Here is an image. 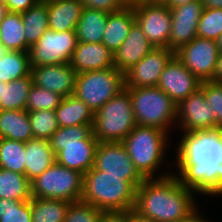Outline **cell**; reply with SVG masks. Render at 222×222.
Listing matches in <instances>:
<instances>
[{
    "label": "cell",
    "mask_w": 222,
    "mask_h": 222,
    "mask_svg": "<svg viewBox=\"0 0 222 222\" xmlns=\"http://www.w3.org/2000/svg\"><path fill=\"white\" fill-rule=\"evenodd\" d=\"M177 146L180 183L201 196L222 195V128L184 132Z\"/></svg>",
    "instance_id": "6da1fadb"
},
{
    "label": "cell",
    "mask_w": 222,
    "mask_h": 222,
    "mask_svg": "<svg viewBox=\"0 0 222 222\" xmlns=\"http://www.w3.org/2000/svg\"><path fill=\"white\" fill-rule=\"evenodd\" d=\"M195 194L173 173L144 179L136 191L134 210L156 222H180L199 209Z\"/></svg>",
    "instance_id": "7a4b0ae2"
},
{
    "label": "cell",
    "mask_w": 222,
    "mask_h": 222,
    "mask_svg": "<svg viewBox=\"0 0 222 222\" xmlns=\"http://www.w3.org/2000/svg\"><path fill=\"white\" fill-rule=\"evenodd\" d=\"M169 135L168 132L160 128L136 125L122 140L121 143L128 152L136 170L144 179L166 177L173 173L171 170L163 172L161 175L157 173L167 156Z\"/></svg>",
    "instance_id": "3957f363"
},
{
    "label": "cell",
    "mask_w": 222,
    "mask_h": 222,
    "mask_svg": "<svg viewBox=\"0 0 222 222\" xmlns=\"http://www.w3.org/2000/svg\"><path fill=\"white\" fill-rule=\"evenodd\" d=\"M137 189L123 176L107 175L93 167L83 174V192L80 201L101 211H128L134 209Z\"/></svg>",
    "instance_id": "277c9868"
},
{
    "label": "cell",
    "mask_w": 222,
    "mask_h": 222,
    "mask_svg": "<svg viewBox=\"0 0 222 222\" xmlns=\"http://www.w3.org/2000/svg\"><path fill=\"white\" fill-rule=\"evenodd\" d=\"M126 89L137 125L160 128L170 134L176 125L177 104L157 86Z\"/></svg>",
    "instance_id": "5b68a950"
},
{
    "label": "cell",
    "mask_w": 222,
    "mask_h": 222,
    "mask_svg": "<svg viewBox=\"0 0 222 222\" xmlns=\"http://www.w3.org/2000/svg\"><path fill=\"white\" fill-rule=\"evenodd\" d=\"M136 125L130 94L124 88L94 113L92 130L98 142H122Z\"/></svg>",
    "instance_id": "8992f818"
},
{
    "label": "cell",
    "mask_w": 222,
    "mask_h": 222,
    "mask_svg": "<svg viewBox=\"0 0 222 222\" xmlns=\"http://www.w3.org/2000/svg\"><path fill=\"white\" fill-rule=\"evenodd\" d=\"M124 88V73L111 67L78 73L73 94L96 113Z\"/></svg>",
    "instance_id": "52a82bcc"
},
{
    "label": "cell",
    "mask_w": 222,
    "mask_h": 222,
    "mask_svg": "<svg viewBox=\"0 0 222 222\" xmlns=\"http://www.w3.org/2000/svg\"><path fill=\"white\" fill-rule=\"evenodd\" d=\"M83 192V174L56 161L31 181L32 198H49L68 202L80 201Z\"/></svg>",
    "instance_id": "ba28073f"
},
{
    "label": "cell",
    "mask_w": 222,
    "mask_h": 222,
    "mask_svg": "<svg viewBox=\"0 0 222 222\" xmlns=\"http://www.w3.org/2000/svg\"><path fill=\"white\" fill-rule=\"evenodd\" d=\"M77 42L76 31L58 32L48 29L29 47L31 67L70 63Z\"/></svg>",
    "instance_id": "9c48e42d"
},
{
    "label": "cell",
    "mask_w": 222,
    "mask_h": 222,
    "mask_svg": "<svg viewBox=\"0 0 222 222\" xmlns=\"http://www.w3.org/2000/svg\"><path fill=\"white\" fill-rule=\"evenodd\" d=\"M131 6L134 10L135 21L148 41L155 48H169L172 25L170 8L166 4H154L147 1Z\"/></svg>",
    "instance_id": "30bf717a"
},
{
    "label": "cell",
    "mask_w": 222,
    "mask_h": 222,
    "mask_svg": "<svg viewBox=\"0 0 222 222\" xmlns=\"http://www.w3.org/2000/svg\"><path fill=\"white\" fill-rule=\"evenodd\" d=\"M219 50L215 40L195 37L175 52L182 64L202 82L213 81Z\"/></svg>",
    "instance_id": "8fae6325"
},
{
    "label": "cell",
    "mask_w": 222,
    "mask_h": 222,
    "mask_svg": "<svg viewBox=\"0 0 222 222\" xmlns=\"http://www.w3.org/2000/svg\"><path fill=\"white\" fill-rule=\"evenodd\" d=\"M93 168L107 172V175L123 176L136 189L144 181L121 142H99Z\"/></svg>",
    "instance_id": "7c38bea8"
},
{
    "label": "cell",
    "mask_w": 222,
    "mask_h": 222,
    "mask_svg": "<svg viewBox=\"0 0 222 222\" xmlns=\"http://www.w3.org/2000/svg\"><path fill=\"white\" fill-rule=\"evenodd\" d=\"M175 127L188 132L204 129H216L215 113L206 102L204 91L199 88L177 105ZM178 124V125H177Z\"/></svg>",
    "instance_id": "4fadbf2b"
},
{
    "label": "cell",
    "mask_w": 222,
    "mask_h": 222,
    "mask_svg": "<svg viewBox=\"0 0 222 222\" xmlns=\"http://www.w3.org/2000/svg\"><path fill=\"white\" fill-rule=\"evenodd\" d=\"M201 84L202 81L174 55L161 73L157 87L178 105L198 90Z\"/></svg>",
    "instance_id": "5bb4252c"
},
{
    "label": "cell",
    "mask_w": 222,
    "mask_h": 222,
    "mask_svg": "<svg viewBox=\"0 0 222 222\" xmlns=\"http://www.w3.org/2000/svg\"><path fill=\"white\" fill-rule=\"evenodd\" d=\"M171 10L172 25L169 49L174 53L197 37V24L204 9L201 0H195Z\"/></svg>",
    "instance_id": "9a60e30c"
},
{
    "label": "cell",
    "mask_w": 222,
    "mask_h": 222,
    "mask_svg": "<svg viewBox=\"0 0 222 222\" xmlns=\"http://www.w3.org/2000/svg\"><path fill=\"white\" fill-rule=\"evenodd\" d=\"M174 55L169 48H154L124 73L125 88L157 86L161 73Z\"/></svg>",
    "instance_id": "2e32d148"
},
{
    "label": "cell",
    "mask_w": 222,
    "mask_h": 222,
    "mask_svg": "<svg viewBox=\"0 0 222 222\" xmlns=\"http://www.w3.org/2000/svg\"><path fill=\"white\" fill-rule=\"evenodd\" d=\"M33 84L63 98L74 93L77 73L70 63L31 67Z\"/></svg>",
    "instance_id": "e0dca14e"
},
{
    "label": "cell",
    "mask_w": 222,
    "mask_h": 222,
    "mask_svg": "<svg viewBox=\"0 0 222 222\" xmlns=\"http://www.w3.org/2000/svg\"><path fill=\"white\" fill-rule=\"evenodd\" d=\"M98 143L97 139H82L80 143L50 144V146L58 164L85 174L94 165Z\"/></svg>",
    "instance_id": "ac0fdd59"
},
{
    "label": "cell",
    "mask_w": 222,
    "mask_h": 222,
    "mask_svg": "<svg viewBox=\"0 0 222 222\" xmlns=\"http://www.w3.org/2000/svg\"><path fill=\"white\" fill-rule=\"evenodd\" d=\"M154 48L141 27L135 22L131 26L128 36L114 54V67L125 73Z\"/></svg>",
    "instance_id": "d6986e66"
},
{
    "label": "cell",
    "mask_w": 222,
    "mask_h": 222,
    "mask_svg": "<svg viewBox=\"0 0 222 222\" xmlns=\"http://www.w3.org/2000/svg\"><path fill=\"white\" fill-rule=\"evenodd\" d=\"M70 64L75 72L114 67V54L102 43L77 42Z\"/></svg>",
    "instance_id": "ffe728a7"
},
{
    "label": "cell",
    "mask_w": 222,
    "mask_h": 222,
    "mask_svg": "<svg viewBox=\"0 0 222 222\" xmlns=\"http://www.w3.org/2000/svg\"><path fill=\"white\" fill-rule=\"evenodd\" d=\"M46 4L49 29L58 32L75 31L84 9L80 0H56Z\"/></svg>",
    "instance_id": "44dd1931"
},
{
    "label": "cell",
    "mask_w": 222,
    "mask_h": 222,
    "mask_svg": "<svg viewBox=\"0 0 222 222\" xmlns=\"http://www.w3.org/2000/svg\"><path fill=\"white\" fill-rule=\"evenodd\" d=\"M135 22L132 6H126L120 11L109 13L102 44L115 54Z\"/></svg>",
    "instance_id": "7402d4cb"
},
{
    "label": "cell",
    "mask_w": 222,
    "mask_h": 222,
    "mask_svg": "<svg viewBox=\"0 0 222 222\" xmlns=\"http://www.w3.org/2000/svg\"><path fill=\"white\" fill-rule=\"evenodd\" d=\"M56 161L49 140L31 139L25 143V176L31 182Z\"/></svg>",
    "instance_id": "603a6c76"
},
{
    "label": "cell",
    "mask_w": 222,
    "mask_h": 222,
    "mask_svg": "<svg viewBox=\"0 0 222 222\" xmlns=\"http://www.w3.org/2000/svg\"><path fill=\"white\" fill-rule=\"evenodd\" d=\"M59 127L93 124L94 112L74 94L64 97L55 109Z\"/></svg>",
    "instance_id": "cb8c5ba5"
},
{
    "label": "cell",
    "mask_w": 222,
    "mask_h": 222,
    "mask_svg": "<svg viewBox=\"0 0 222 222\" xmlns=\"http://www.w3.org/2000/svg\"><path fill=\"white\" fill-rule=\"evenodd\" d=\"M0 138L21 142L34 139L26 110H0Z\"/></svg>",
    "instance_id": "d4e9b609"
},
{
    "label": "cell",
    "mask_w": 222,
    "mask_h": 222,
    "mask_svg": "<svg viewBox=\"0 0 222 222\" xmlns=\"http://www.w3.org/2000/svg\"><path fill=\"white\" fill-rule=\"evenodd\" d=\"M108 12L84 8L76 26L78 42L102 43Z\"/></svg>",
    "instance_id": "484cf974"
},
{
    "label": "cell",
    "mask_w": 222,
    "mask_h": 222,
    "mask_svg": "<svg viewBox=\"0 0 222 222\" xmlns=\"http://www.w3.org/2000/svg\"><path fill=\"white\" fill-rule=\"evenodd\" d=\"M31 75L28 52L10 51L0 45V81L8 84Z\"/></svg>",
    "instance_id": "4316f807"
},
{
    "label": "cell",
    "mask_w": 222,
    "mask_h": 222,
    "mask_svg": "<svg viewBox=\"0 0 222 222\" xmlns=\"http://www.w3.org/2000/svg\"><path fill=\"white\" fill-rule=\"evenodd\" d=\"M0 44L10 51H29L21 13L9 12L0 22Z\"/></svg>",
    "instance_id": "83f0119b"
},
{
    "label": "cell",
    "mask_w": 222,
    "mask_h": 222,
    "mask_svg": "<svg viewBox=\"0 0 222 222\" xmlns=\"http://www.w3.org/2000/svg\"><path fill=\"white\" fill-rule=\"evenodd\" d=\"M26 43L31 46L49 29L48 6L39 1L27 11L21 13Z\"/></svg>",
    "instance_id": "f1b7e54d"
},
{
    "label": "cell",
    "mask_w": 222,
    "mask_h": 222,
    "mask_svg": "<svg viewBox=\"0 0 222 222\" xmlns=\"http://www.w3.org/2000/svg\"><path fill=\"white\" fill-rule=\"evenodd\" d=\"M0 198L31 200V182L24 174L0 168Z\"/></svg>",
    "instance_id": "f546056e"
},
{
    "label": "cell",
    "mask_w": 222,
    "mask_h": 222,
    "mask_svg": "<svg viewBox=\"0 0 222 222\" xmlns=\"http://www.w3.org/2000/svg\"><path fill=\"white\" fill-rule=\"evenodd\" d=\"M71 202L49 198H31L32 222H64Z\"/></svg>",
    "instance_id": "4dcf8cb0"
},
{
    "label": "cell",
    "mask_w": 222,
    "mask_h": 222,
    "mask_svg": "<svg viewBox=\"0 0 222 222\" xmlns=\"http://www.w3.org/2000/svg\"><path fill=\"white\" fill-rule=\"evenodd\" d=\"M32 85V75L6 84L0 96V110H26Z\"/></svg>",
    "instance_id": "1f68e13d"
},
{
    "label": "cell",
    "mask_w": 222,
    "mask_h": 222,
    "mask_svg": "<svg viewBox=\"0 0 222 222\" xmlns=\"http://www.w3.org/2000/svg\"><path fill=\"white\" fill-rule=\"evenodd\" d=\"M25 142L0 138V168L25 175Z\"/></svg>",
    "instance_id": "d6a6232c"
},
{
    "label": "cell",
    "mask_w": 222,
    "mask_h": 222,
    "mask_svg": "<svg viewBox=\"0 0 222 222\" xmlns=\"http://www.w3.org/2000/svg\"><path fill=\"white\" fill-rule=\"evenodd\" d=\"M34 139L49 140L59 128L55 110L28 111Z\"/></svg>",
    "instance_id": "836d02e7"
},
{
    "label": "cell",
    "mask_w": 222,
    "mask_h": 222,
    "mask_svg": "<svg viewBox=\"0 0 222 222\" xmlns=\"http://www.w3.org/2000/svg\"><path fill=\"white\" fill-rule=\"evenodd\" d=\"M0 222H32L31 200L0 198Z\"/></svg>",
    "instance_id": "e575fe53"
},
{
    "label": "cell",
    "mask_w": 222,
    "mask_h": 222,
    "mask_svg": "<svg viewBox=\"0 0 222 222\" xmlns=\"http://www.w3.org/2000/svg\"><path fill=\"white\" fill-rule=\"evenodd\" d=\"M222 33V9L204 8L197 24V37L217 40Z\"/></svg>",
    "instance_id": "d590c367"
},
{
    "label": "cell",
    "mask_w": 222,
    "mask_h": 222,
    "mask_svg": "<svg viewBox=\"0 0 222 222\" xmlns=\"http://www.w3.org/2000/svg\"><path fill=\"white\" fill-rule=\"evenodd\" d=\"M62 99L61 95L33 84L28 95L26 111L55 110Z\"/></svg>",
    "instance_id": "8d00e7d4"
},
{
    "label": "cell",
    "mask_w": 222,
    "mask_h": 222,
    "mask_svg": "<svg viewBox=\"0 0 222 222\" xmlns=\"http://www.w3.org/2000/svg\"><path fill=\"white\" fill-rule=\"evenodd\" d=\"M93 124L59 127L50 137V144L80 143L82 139H97L93 135Z\"/></svg>",
    "instance_id": "74e56055"
},
{
    "label": "cell",
    "mask_w": 222,
    "mask_h": 222,
    "mask_svg": "<svg viewBox=\"0 0 222 222\" xmlns=\"http://www.w3.org/2000/svg\"><path fill=\"white\" fill-rule=\"evenodd\" d=\"M102 211L83 201L72 202L64 222H98Z\"/></svg>",
    "instance_id": "f35d334b"
},
{
    "label": "cell",
    "mask_w": 222,
    "mask_h": 222,
    "mask_svg": "<svg viewBox=\"0 0 222 222\" xmlns=\"http://www.w3.org/2000/svg\"><path fill=\"white\" fill-rule=\"evenodd\" d=\"M206 102L215 113L216 129L222 128V85L213 81H203L200 87Z\"/></svg>",
    "instance_id": "ab89813d"
},
{
    "label": "cell",
    "mask_w": 222,
    "mask_h": 222,
    "mask_svg": "<svg viewBox=\"0 0 222 222\" xmlns=\"http://www.w3.org/2000/svg\"><path fill=\"white\" fill-rule=\"evenodd\" d=\"M84 8L96 9L113 13L124 9L127 5L123 0H80Z\"/></svg>",
    "instance_id": "60d3db41"
},
{
    "label": "cell",
    "mask_w": 222,
    "mask_h": 222,
    "mask_svg": "<svg viewBox=\"0 0 222 222\" xmlns=\"http://www.w3.org/2000/svg\"><path fill=\"white\" fill-rule=\"evenodd\" d=\"M39 1L40 0H8L6 6L9 12L23 13Z\"/></svg>",
    "instance_id": "b9f144b4"
},
{
    "label": "cell",
    "mask_w": 222,
    "mask_h": 222,
    "mask_svg": "<svg viewBox=\"0 0 222 222\" xmlns=\"http://www.w3.org/2000/svg\"><path fill=\"white\" fill-rule=\"evenodd\" d=\"M98 222H128V211H102Z\"/></svg>",
    "instance_id": "7bdbcfd3"
},
{
    "label": "cell",
    "mask_w": 222,
    "mask_h": 222,
    "mask_svg": "<svg viewBox=\"0 0 222 222\" xmlns=\"http://www.w3.org/2000/svg\"><path fill=\"white\" fill-rule=\"evenodd\" d=\"M128 222H156L151 218L144 217L140 215L134 209L128 210Z\"/></svg>",
    "instance_id": "ee69618b"
},
{
    "label": "cell",
    "mask_w": 222,
    "mask_h": 222,
    "mask_svg": "<svg viewBox=\"0 0 222 222\" xmlns=\"http://www.w3.org/2000/svg\"><path fill=\"white\" fill-rule=\"evenodd\" d=\"M214 82H222V53H219L216 68L214 72Z\"/></svg>",
    "instance_id": "f6af8a7d"
},
{
    "label": "cell",
    "mask_w": 222,
    "mask_h": 222,
    "mask_svg": "<svg viewBox=\"0 0 222 222\" xmlns=\"http://www.w3.org/2000/svg\"><path fill=\"white\" fill-rule=\"evenodd\" d=\"M200 210L196 209L189 217L180 222H209L207 219L199 213ZM205 218V219H204Z\"/></svg>",
    "instance_id": "bcb514c9"
},
{
    "label": "cell",
    "mask_w": 222,
    "mask_h": 222,
    "mask_svg": "<svg viewBox=\"0 0 222 222\" xmlns=\"http://www.w3.org/2000/svg\"><path fill=\"white\" fill-rule=\"evenodd\" d=\"M204 8L222 9V0H201Z\"/></svg>",
    "instance_id": "7dc6e473"
},
{
    "label": "cell",
    "mask_w": 222,
    "mask_h": 222,
    "mask_svg": "<svg viewBox=\"0 0 222 222\" xmlns=\"http://www.w3.org/2000/svg\"><path fill=\"white\" fill-rule=\"evenodd\" d=\"M192 1H195V0H170L166 5L168 7H177V6L192 2Z\"/></svg>",
    "instance_id": "c3c4849f"
},
{
    "label": "cell",
    "mask_w": 222,
    "mask_h": 222,
    "mask_svg": "<svg viewBox=\"0 0 222 222\" xmlns=\"http://www.w3.org/2000/svg\"><path fill=\"white\" fill-rule=\"evenodd\" d=\"M9 13L8 8L5 4L0 3V22Z\"/></svg>",
    "instance_id": "681fc988"
},
{
    "label": "cell",
    "mask_w": 222,
    "mask_h": 222,
    "mask_svg": "<svg viewBox=\"0 0 222 222\" xmlns=\"http://www.w3.org/2000/svg\"><path fill=\"white\" fill-rule=\"evenodd\" d=\"M145 0H123V2L127 5V6H131L134 5L136 3H140V2H144Z\"/></svg>",
    "instance_id": "f907efd6"
},
{
    "label": "cell",
    "mask_w": 222,
    "mask_h": 222,
    "mask_svg": "<svg viewBox=\"0 0 222 222\" xmlns=\"http://www.w3.org/2000/svg\"><path fill=\"white\" fill-rule=\"evenodd\" d=\"M216 42H217L219 53H222V33L219 35Z\"/></svg>",
    "instance_id": "816d5d0a"
},
{
    "label": "cell",
    "mask_w": 222,
    "mask_h": 222,
    "mask_svg": "<svg viewBox=\"0 0 222 222\" xmlns=\"http://www.w3.org/2000/svg\"><path fill=\"white\" fill-rule=\"evenodd\" d=\"M145 1L154 4H167L170 0H145Z\"/></svg>",
    "instance_id": "f5cc1de1"
},
{
    "label": "cell",
    "mask_w": 222,
    "mask_h": 222,
    "mask_svg": "<svg viewBox=\"0 0 222 222\" xmlns=\"http://www.w3.org/2000/svg\"><path fill=\"white\" fill-rule=\"evenodd\" d=\"M5 85L6 84L4 82L0 81V96H1V93L3 92V89H4Z\"/></svg>",
    "instance_id": "db71d44e"
},
{
    "label": "cell",
    "mask_w": 222,
    "mask_h": 222,
    "mask_svg": "<svg viewBox=\"0 0 222 222\" xmlns=\"http://www.w3.org/2000/svg\"><path fill=\"white\" fill-rule=\"evenodd\" d=\"M8 2V0H0V3L5 4Z\"/></svg>",
    "instance_id": "11a10c76"
},
{
    "label": "cell",
    "mask_w": 222,
    "mask_h": 222,
    "mask_svg": "<svg viewBox=\"0 0 222 222\" xmlns=\"http://www.w3.org/2000/svg\"><path fill=\"white\" fill-rule=\"evenodd\" d=\"M42 2H52V1H56V0H40Z\"/></svg>",
    "instance_id": "9f6ffc18"
}]
</instances>
